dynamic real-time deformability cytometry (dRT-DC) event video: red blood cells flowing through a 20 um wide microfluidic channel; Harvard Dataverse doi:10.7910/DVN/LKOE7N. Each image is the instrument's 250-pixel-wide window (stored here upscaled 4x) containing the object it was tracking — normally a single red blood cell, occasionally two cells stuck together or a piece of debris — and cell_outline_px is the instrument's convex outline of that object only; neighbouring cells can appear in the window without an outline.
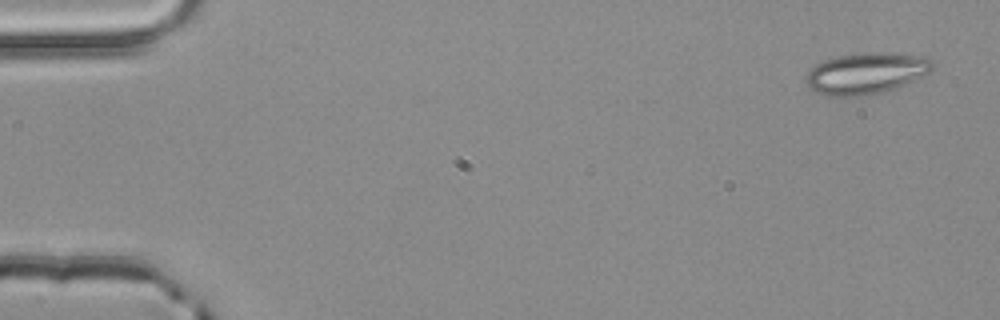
{"species": "common noctule bat (a hibernating species)", "species_latin": "Nyctalus noctula", "temperature_condition": "room temperature", "stored_images_in_passage": 4, "camera_frame_rate_fps": 3000, "um_per_image_px": 0.085, "animal": {"sex": "male", "body_mass_g": 20.4}, "frame": {"image": 1, "passage_image": 1, "time_ms": 0.0, "image_size_px": [1000, 320], "cell_outline_px": [[936, 64], [928, 72], [896, 88], [864, 96], [824, 96], [816, 92], [808, 84], [808, 72], [816, 64], [824, 60], [836, 56], [864, 52], [888, 52], [928, 56]], "centroid_in_image_um": [73.65, 6.21], "position_along_channel_um": 11.3, "area_um2": 30.4}}